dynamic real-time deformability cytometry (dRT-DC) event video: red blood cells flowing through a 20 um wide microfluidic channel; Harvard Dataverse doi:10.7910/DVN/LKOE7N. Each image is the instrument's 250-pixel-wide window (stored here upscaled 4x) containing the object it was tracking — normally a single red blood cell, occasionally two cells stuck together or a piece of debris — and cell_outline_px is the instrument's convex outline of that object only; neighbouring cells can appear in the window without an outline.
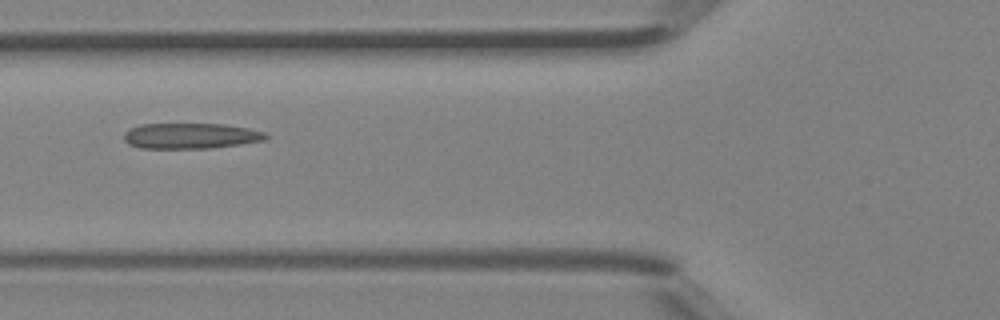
{"species": "Egyptian fruit bat (a non-hibernating species)", "species_latin": "Rousettus aegyptiacus", "temperature_condition": "room temperature", "stored_images_in_passage": 2, "camera_frame_rate_fps": 3000, "um_per_image_px": 0.085, "animal": {"sex": "female"}, "frame": {"image": 1, "passage_image": 2, "time_ms": 0.333, "image_size_px": [1000, 320], "cell_outline_px": [[268, 136], [264, 140], [240, 144], [208, 148], [140, 148], [128, 144], [124, 140], [124, 132], [128, 128], [140, 124], [224, 124], [248, 128], [264, 132]], "centroid_in_image_um": [16.15, 11.54], "position_along_channel_um": 109.6, "area_um2": 21.15}}